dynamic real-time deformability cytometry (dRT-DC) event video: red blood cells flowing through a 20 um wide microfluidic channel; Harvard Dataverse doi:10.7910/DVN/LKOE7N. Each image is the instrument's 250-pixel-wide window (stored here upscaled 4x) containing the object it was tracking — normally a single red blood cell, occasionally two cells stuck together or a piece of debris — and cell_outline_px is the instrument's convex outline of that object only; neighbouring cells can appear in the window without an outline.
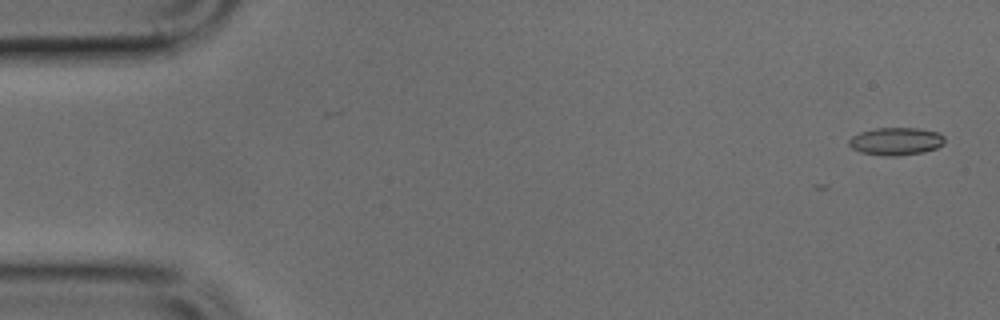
{"species": "common noctule bat (a hibernating species)", "species_latin": "Nyctalus noctula", "temperature_condition": "cold", "stored_images_in_passage": 5, "camera_frame_rate_fps": 3000, "um_per_image_px": 0.085, "animal": {"sex": "male", "body_mass_g": 17.9, "forearm_length_mm": 54.2}, "frame": {"image": 1, "passage_image": 1, "time_ms": 0.0, "image_size_px": [1000, 320], "cell_outline_px": [[944, 144], [936, 148], [924, 152], [900, 156], [888, 156], [860, 152], [852, 148], [848, 144], [848, 140], [852, 136], [860, 132], [876, 128], [916, 128], [936, 132], [944, 136]], "centroid_in_image_um": [76.14, 12.02], "position_along_channel_um": 8.9, "area_um2": 15.43}}
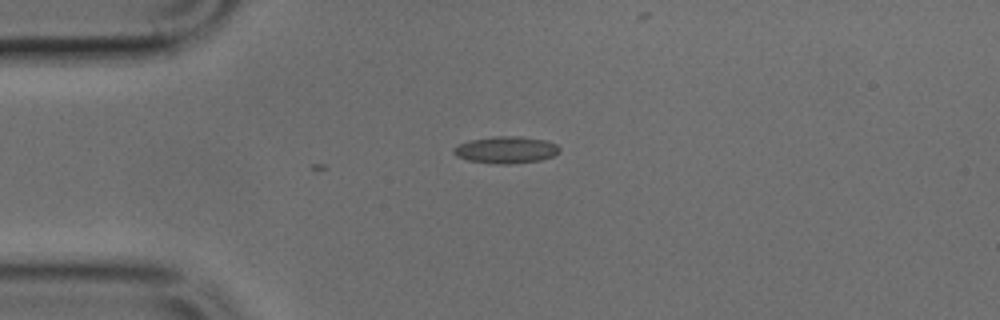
{"frame": {"image": 2, "passage_image": 3, "time_ms": 0.667, "image_size_px": [1000, 320], "cell_outline_px": [[560, 152], [552, 156], [540, 160], [508, 164], [500, 164], [468, 160], [456, 156], [452, 152], [452, 148], [468, 140], [492, 136], [520, 136], [544, 140], [556, 144], [560, 148]], "centroid_in_image_um": [42.99, 12.73], "position_along_channel_um": 42.0, "area_um2": 16.59}}
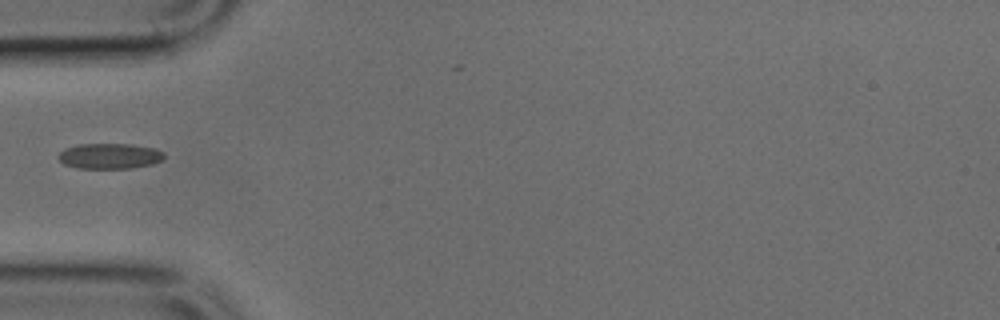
{"frame": {"image": 3, "passage_image": 4, "time_ms": 1.0, "image_size_px": [1000, 320], "cell_outline_px": [[164, 160], [152, 164], [128, 168], [80, 168], [64, 164], [56, 156], [64, 148], [76, 144], [132, 144], [156, 148], [164, 152]], "centroid_in_image_um": [9.33, 13.25], "position_along_channel_um": 75.7, "area_um2": 15.84}}